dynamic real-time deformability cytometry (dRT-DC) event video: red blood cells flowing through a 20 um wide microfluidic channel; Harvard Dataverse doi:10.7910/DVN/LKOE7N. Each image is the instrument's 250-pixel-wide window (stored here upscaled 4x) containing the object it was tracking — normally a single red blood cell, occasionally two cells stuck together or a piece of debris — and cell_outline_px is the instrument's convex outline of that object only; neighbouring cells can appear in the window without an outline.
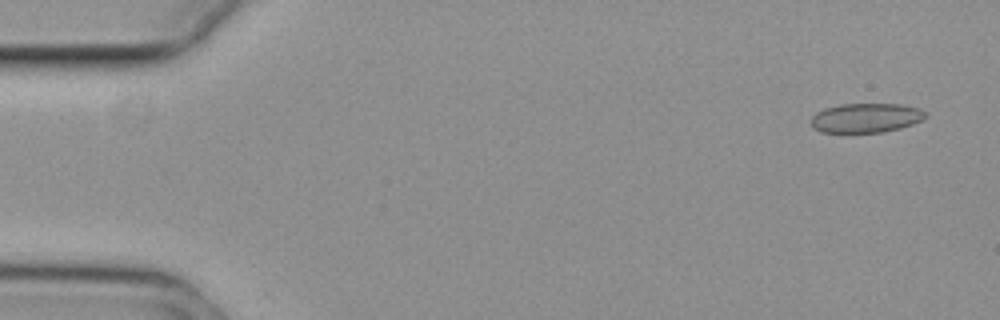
{"species": "common noctule bat (a hibernating species)", "species_latin": "Nyctalus noctula", "temperature_condition": "cold", "stored_images_in_passage": 15, "camera_frame_rate_fps": 3000, "um_per_image_px": 0.085, "animal": {"sex": "female", "body_mass_g": 29.2, "forearm_length_mm": 56.3}, "frame": {"image": 1, "passage_image": 3, "time_ms": 0.667, "image_size_px": [1000, 320], "cell_outline_px": [[928, 116], [924, 120], [900, 128], [884, 132], [820, 132], [812, 128], [812, 116], [816, 112], [824, 108], [840, 104], [900, 104], [920, 108]], "centroid_in_image_um": [73.61, 10.02], "position_along_channel_um": 11.4, "area_um2": 19.71}}